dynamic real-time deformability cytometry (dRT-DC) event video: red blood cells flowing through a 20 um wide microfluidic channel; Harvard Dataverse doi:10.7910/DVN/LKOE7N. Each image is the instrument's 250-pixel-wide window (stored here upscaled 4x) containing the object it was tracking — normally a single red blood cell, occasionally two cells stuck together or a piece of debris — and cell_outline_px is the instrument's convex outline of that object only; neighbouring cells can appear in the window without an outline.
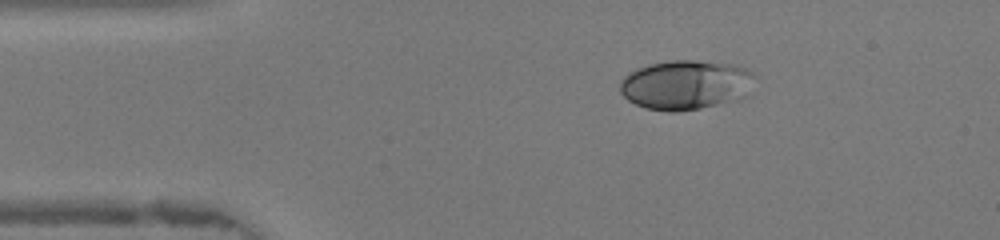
{"species": "human", "species_latin": "Homo sapiens", "temperature_condition": "warm", "stored_images_in_passage": 47, "camera_frame_rate_fps": 3000, "um_per_image_px": 0.085, "donor": {"sex": "female"}, "frame": {"image": 1, "passage_image": 8, "time_ms": 2.333, "image_size_px": [1000, 240], "cell_outline_px": [[756, 76], [748, 96], [736, 100], [700, 108], [676, 112], [668, 112], [644, 108], [628, 100], [620, 92], [620, 80], [628, 72], [636, 68], [648, 64], [668, 60], [696, 60], [732, 64], [748, 68]], "centroid_in_image_um": [58.3, 7.2], "position_along_channel_um": 26.7, "area_um2": 39.54}}
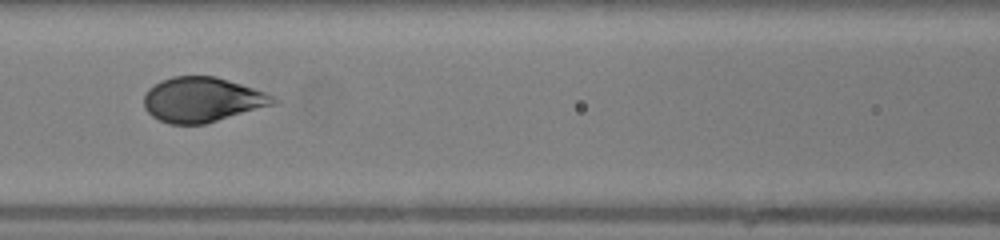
{"frame": {"image": 2, "passage_image": 20, "time_ms": 6.333, "image_size_px": [1000, 240], "cell_outline_px": [[280, 100], [272, 104], [204, 124], [168, 124], [152, 116], [144, 108], [144, 96], [148, 88], [160, 80], [172, 76], [216, 76], [264, 92]], "centroid_in_image_um": [17.12, 8.46], "position_along_channel_um": 149.5, "area_um2": 33.41}}
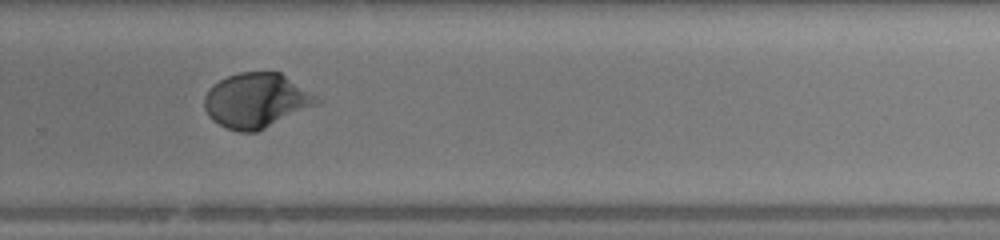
{"frame": {"image": 3, "passage_image": 31, "time_ms": 10.0, "image_size_px": [1000, 240], "cell_outline_px": [[324, 100], [320, 104], [256, 132], [240, 132], [228, 128], [212, 120], [208, 116], [204, 108], [204, 96], [212, 84], [228, 76], [240, 72], [280, 72]], "centroid_in_image_um": [21.81, 8.54], "position_along_channel_um": 308.0, "area_um2": 36.01}, "authors_computed_cell_mechanics": {"area_um2": 35.3158, "velocity_mm_per_s": 4.337, "shape_relaxation_time_tau1_ms": 3.267, "shape_relaxation_time_tau2_ms": null, "deformation_change_tau1": 0.197, "deformation_change_tau2": null}}